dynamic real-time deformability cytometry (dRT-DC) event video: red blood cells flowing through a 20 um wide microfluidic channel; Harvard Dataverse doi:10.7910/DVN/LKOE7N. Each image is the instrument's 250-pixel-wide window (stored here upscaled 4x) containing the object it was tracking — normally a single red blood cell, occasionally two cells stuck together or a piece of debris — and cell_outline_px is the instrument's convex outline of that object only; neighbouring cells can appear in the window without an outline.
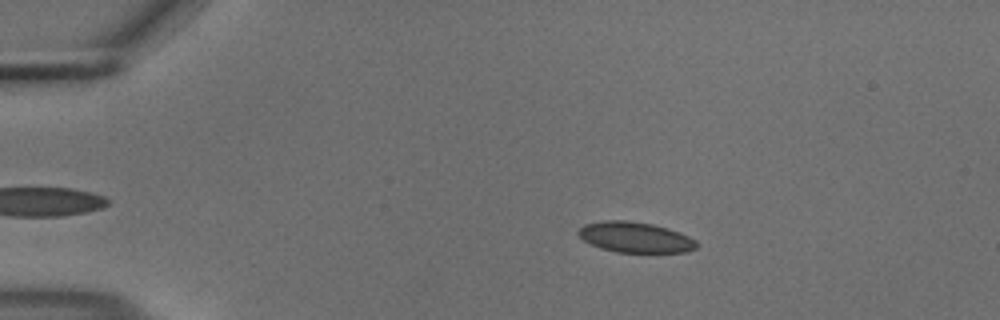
{"species": "common noctule bat (a hibernating species)", "species_latin": "Nyctalus noctula", "temperature_condition": "cold", "stored_images_in_passage": 37, "camera_frame_rate_fps": 3000, "um_per_image_px": 0.085, "animal": {"sex": "male", "body_mass_g": 18.8}, "frame": {"image": 1, "passage_image": 5, "time_ms": 1.333, "image_size_px": [1000, 320], "cell_outline_px": [[700, 244], [696, 248], [688, 252], [616, 252], [600, 248], [584, 240], [576, 232], [584, 224], [604, 220], [628, 220], [652, 224], [668, 228], [680, 232], [696, 240]], "centroid_in_image_um": [54.02, 20.16], "position_along_channel_um": 31.0, "area_um2": 21.15}}
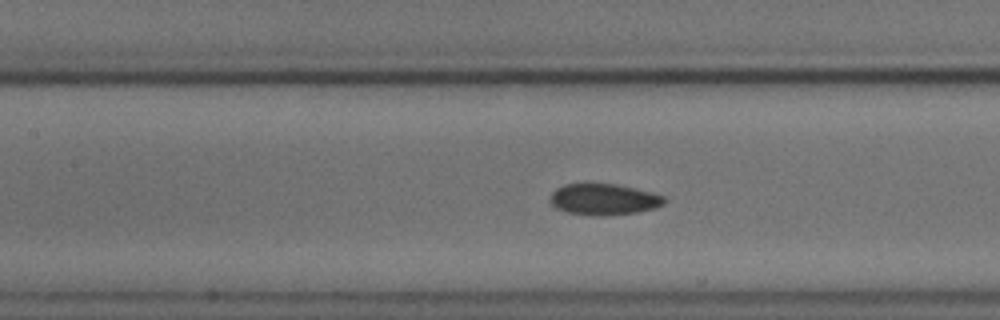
{"frame": {"image": 2, "passage_image": 20, "time_ms": 6.333, "image_size_px": [1000, 320], "cell_outline_px": [[664, 204], [656, 208], [636, 212], [604, 216], [592, 216], [568, 212], [556, 208], [548, 200], [552, 192], [556, 188], [564, 184], [616, 184], [652, 192], [664, 196]], "centroid_in_image_um": [51.3, 16.95], "position_along_channel_um": 156.1, "area_um2": 20.81}}
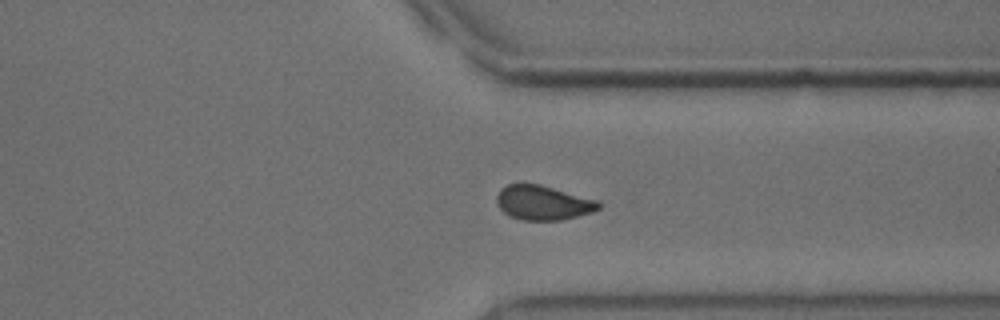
{"frame": {"image": 3, "passage_image": 37, "time_ms": 12.0, "image_size_px": [1000, 320], "cell_outline_px": [[600, 208], [592, 212], [560, 220], [524, 220], [512, 216], [504, 212], [500, 208], [496, 200], [496, 196], [500, 188], [508, 184], [540, 184], [600, 200]], "centroid_in_image_um": [46.18, 17.22], "position_along_channel_um": 365.2, "area_um2": 20.46}}